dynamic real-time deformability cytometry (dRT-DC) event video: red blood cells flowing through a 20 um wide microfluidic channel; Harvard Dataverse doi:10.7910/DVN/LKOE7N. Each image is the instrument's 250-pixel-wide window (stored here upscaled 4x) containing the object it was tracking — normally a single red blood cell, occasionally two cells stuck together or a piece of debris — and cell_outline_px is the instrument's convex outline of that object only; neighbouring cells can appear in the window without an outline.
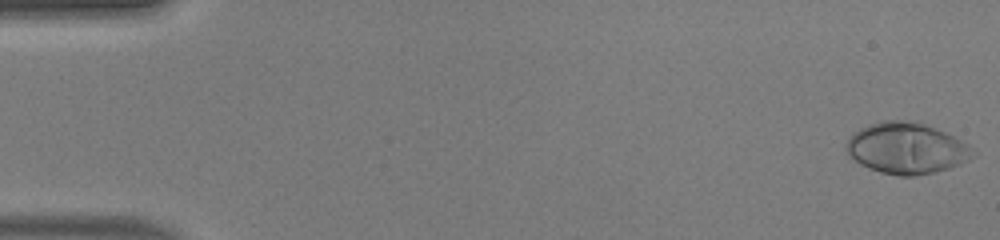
{"species": "human", "species_latin": "Homo sapiens", "temperature_condition": "warm", "stored_images_in_passage": 49, "camera_frame_rate_fps": 3000, "um_per_image_px": 0.085, "donor": {"sex": "male"}, "frame": {"image": 1, "passage_image": 1, "time_ms": 0.0, "image_size_px": [1000, 240], "cell_outline_px": [[976, 156], [960, 164], [948, 168], [932, 172], [912, 176], [900, 176], [880, 172], [868, 168], [860, 164], [844, 148], [844, 144], [848, 136], [852, 132], [868, 124], [880, 120], [900, 120], [924, 124], [944, 132], [968, 144], [976, 152]], "centroid_in_image_um": [77.02, 12.6], "position_along_channel_um": 8.0, "area_um2": 37.69}}
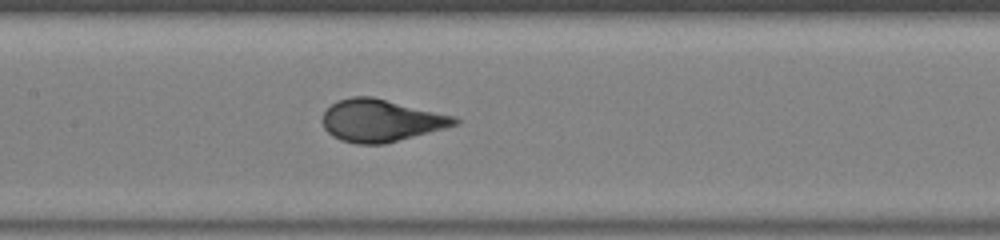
{"frame": {"image": 2, "passage_image": 24, "time_ms": 7.667, "image_size_px": [1000, 240], "cell_outline_px": [[460, 124], [384, 144], [356, 144], [340, 140], [332, 136], [324, 128], [320, 120], [324, 112], [332, 104], [340, 100], [352, 96], [372, 96], [456, 116], [460, 120]], "centroid_in_image_um": [32.38, 10.24], "position_along_channel_um": 175.0, "area_um2": 32.71}}
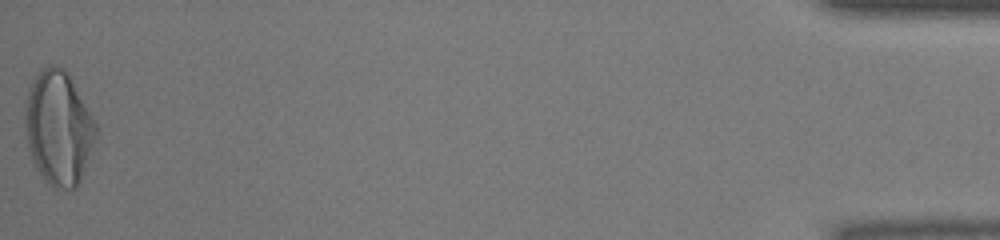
{"frame": {"image": 3, "passage_image": 49, "time_ms": 16.0, "image_size_px": [1000, 240], "cell_outline_px": [[100, 128], [80, 180], [76, 188], [60, 188], [52, 184], [32, 164], [24, 136], [24, 108], [28, 88], [32, 80], [40, 68], [48, 64], [56, 64], [64, 68], [68, 72]], "centroid_in_image_um": [4.96, 10.79], "position_along_channel_um": 430.2, "area_um2": 47.86}, "authors_computed_cell_mechanics": {"area_um2": 33.524, "velocity_mm_per_s": 4.2355, "shape_relaxation_time_tau1_ms": 4.454, "shape_relaxation_time_tau2_ms": null, "deformation_change_tau1": 0.2705, "deformation_change_tau2": null}}